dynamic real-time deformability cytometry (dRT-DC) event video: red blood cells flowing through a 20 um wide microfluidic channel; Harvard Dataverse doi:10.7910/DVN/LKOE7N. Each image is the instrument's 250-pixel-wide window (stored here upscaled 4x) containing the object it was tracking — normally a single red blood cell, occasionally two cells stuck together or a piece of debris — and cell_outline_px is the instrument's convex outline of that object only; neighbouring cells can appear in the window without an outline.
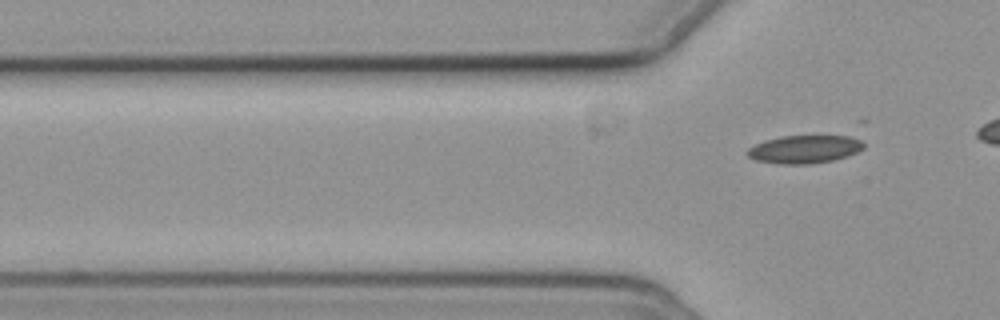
{"species": "common noctule bat (a hibernating species)", "species_latin": "Nyctalus noctula", "temperature_condition": "cold", "stored_images_in_passage": 6, "segment_of_instrument_passage": [2, 2], "camera_frame_rate_fps": 3000, "um_per_image_px": 0.085, "animal": {"sex": "female", "body_mass_g": 19.3, "forearm_length_mm": 54.1}, "frame": {"image": 1, "passage_image": 6, "time_ms": 6.0, "image_size_px": [1000, 320], "cell_outline_px": [[864, 148], [856, 152], [832, 160], [808, 164], [780, 164], [756, 160], [748, 156], [748, 148], [764, 140], [780, 136], [848, 136], [860, 140], [864, 144]], "centroid_in_image_um": [68.35, 12.68], "position_along_channel_um": 57.4, "area_um2": 18.73}}